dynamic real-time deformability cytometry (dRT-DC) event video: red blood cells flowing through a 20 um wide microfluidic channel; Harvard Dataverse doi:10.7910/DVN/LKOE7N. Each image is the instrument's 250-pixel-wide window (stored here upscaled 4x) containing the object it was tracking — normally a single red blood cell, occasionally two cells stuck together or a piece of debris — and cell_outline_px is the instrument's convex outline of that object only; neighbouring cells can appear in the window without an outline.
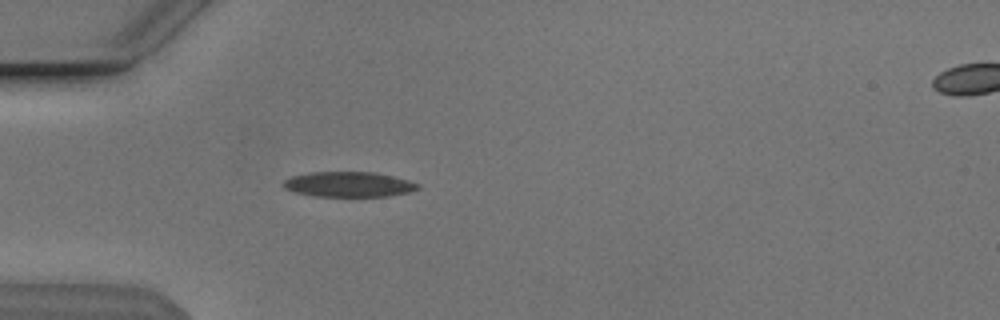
{"species": "Egyptian fruit bat (a non-hibernating species)", "species_latin": "Rousettus aegyptiacus", "temperature_condition": "cold", "stored_images_in_passage": 37, "camera_frame_rate_fps": 3000, "um_per_image_px": 0.085, "animal": {"sex": "male"}, "frame": {"image": 1, "passage_image": 6, "time_ms": 1.667, "image_size_px": [1000, 320], "cell_outline_px": [[420, 188], [408, 192], [388, 196], [316, 196], [296, 192], [284, 188], [280, 184], [284, 180], [292, 176], [308, 172], [376, 172], [408, 180], [420, 184]], "centroid_in_image_um": [29.62, 15.66], "position_along_channel_um": 55.4, "area_um2": 19.71}}
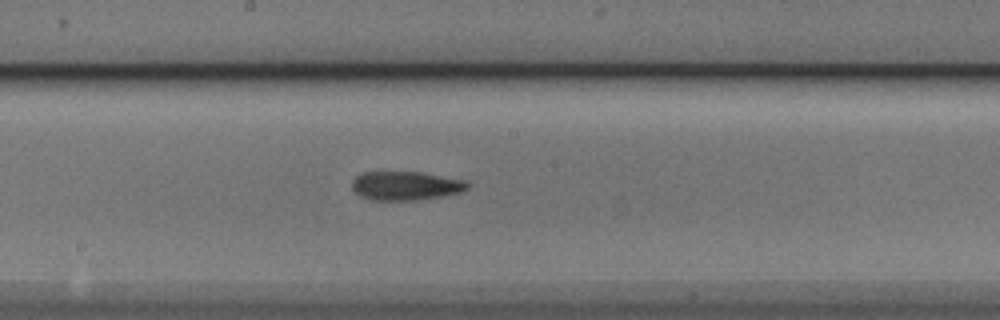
{"frame": {"image": 2, "passage_image": 19, "time_ms": 6.0, "image_size_px": [1000, 320], "cell_outline_px": [[472, 184], [468, 188], [460, 192], [440, 196], [416, 200], [368, 200], [360, 196], [352, 188], [352, 180], [360, 172], [420, 172], [464, 180]], "centroid_in_image_um": [34.45, 15.79], "position_along_channel_um": 213.7, "area_um2": 19.42}}
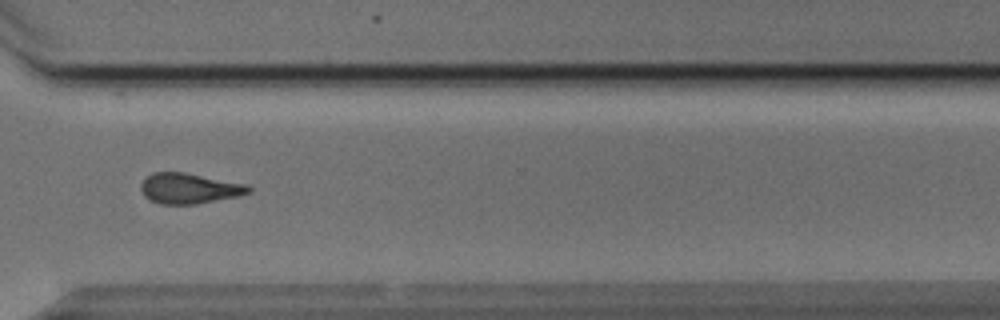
{"frame": {"image": 3, "passage_image": 30, "time_ms": 9.667, "image_size_px": [1000, 320], "cell_outline_px": [[252, 188], [248, 192], [236, 196], [196, 204], [160, 204], [144, 196], [140, 188], [140, 184], [152, 172], [184, 172], [248, 184]], "centroid_in_image_um": [16.07, 16.0], "position_along_channel_um": 354.5, "area_um2": 18.96}, "authors_computed_cell_mechanics": {"area_um2": 19.363, "velocity_mm_per_s": 3.8391, "shape_relaxation_time_tau1_ms": null, "shape_relaxation_time_tau2_ms": 5.2366, "deformation_change_tau1": null, "deformation_change_tau2": 0.1406}}